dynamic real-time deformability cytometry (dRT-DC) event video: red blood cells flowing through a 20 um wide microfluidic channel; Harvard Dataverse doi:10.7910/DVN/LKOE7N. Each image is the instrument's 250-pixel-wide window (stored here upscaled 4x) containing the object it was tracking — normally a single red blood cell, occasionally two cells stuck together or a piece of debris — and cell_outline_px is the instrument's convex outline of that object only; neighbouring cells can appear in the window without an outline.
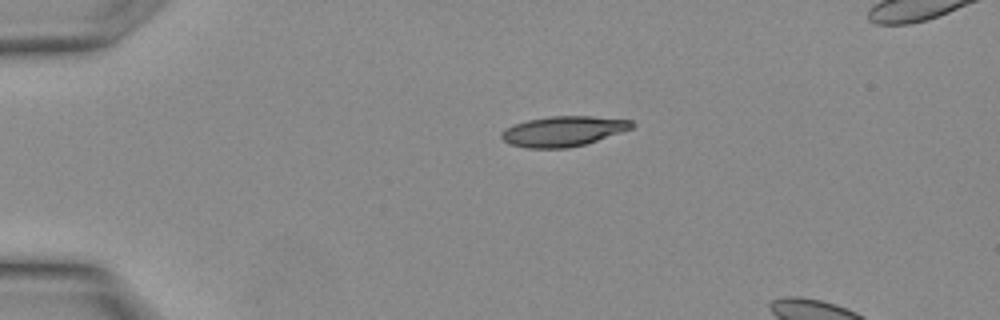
{"species": "Egyptian fruit bat (a non-hibernating species)", "species_latin": "Rousettus aegyptiacus", "temperature_condition": "warm", "stored_images_in_passage": 4, "camera_frame_rate_fps": 3000, "um_per_image_px": 0.085, "animal": {"sex": "female"}, "frame": {"image": 1, "passage_image": 1, "time_ms": 0.0, "image_size_px": [1000, 320], "cell_outline_px": [[636, 124], [632, 128], [584, 144], [568, 148], [528, 148], [508, 144], [500, 136], [500, 132], [504, 128], [528, 120], [548, 116], [592, 116], [632, 120]], "centroid_in_image_um": [47.84, 11.15], "position_along_channel_um": 37.2, "area_um2": 22.83}}